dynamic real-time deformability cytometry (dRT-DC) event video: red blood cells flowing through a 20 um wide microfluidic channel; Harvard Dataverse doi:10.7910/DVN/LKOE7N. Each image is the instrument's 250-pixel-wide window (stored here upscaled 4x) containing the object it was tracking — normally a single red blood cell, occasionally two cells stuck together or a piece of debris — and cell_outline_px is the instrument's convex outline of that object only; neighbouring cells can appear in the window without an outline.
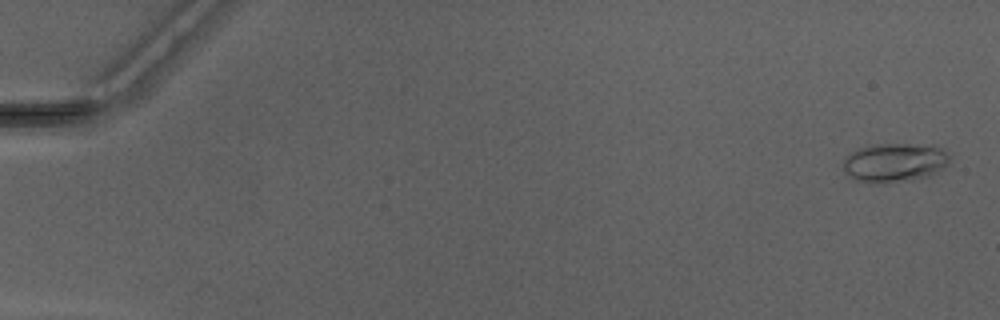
{"species": "Egyptian fruit bat (a non-hibernating species)", "species_latin": "Rousettus aegyptiacus", "temperature_condition": "warm", "stored_images_in_passage": 27, "camera_frame_rate_fps": 3000, "um_per_image_px": 0.085, "animal": {"sex": "male"}, "frame": {"image": 1, "passage_image": 2, "time_ms": 0.333, "image_size_px": [1000, 320], "cell_outline_px": [[948, 164], [944, 168], [932, 176], [912, 180], [876, 184], [852, 180], [844, 172], [844, 160], [852, 152], [860, 148], [876, 144], [936, 144], [944, 148], [948, 156]], "centroid_in_image_um": [76.08, 13.83], "position_along_channel_um": 8.9, "area_um2": 24.68}}
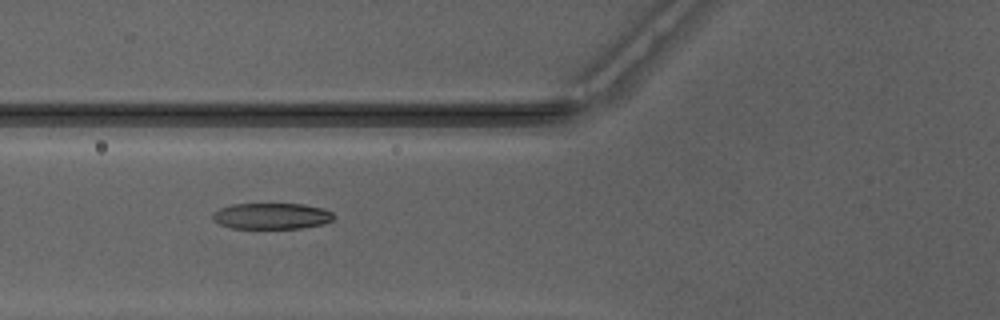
{"frame": {"image": 2, "passage_image": 21, "time_ms": 6.667, "image_size_px": [1000, 320], "cell_outline_px": [[336, 216], [332, 220], [324, 224], [300, 228], [232, 228], [220, 224], [212, 220], [212, 212], [220, 208], [232, 204], [304, 204], [320, 208], [332, 212]], "centroid_in_image_um": [23.07, 18.36], "position_along_channel_um": 102.7, "area_um2": 18.44}}
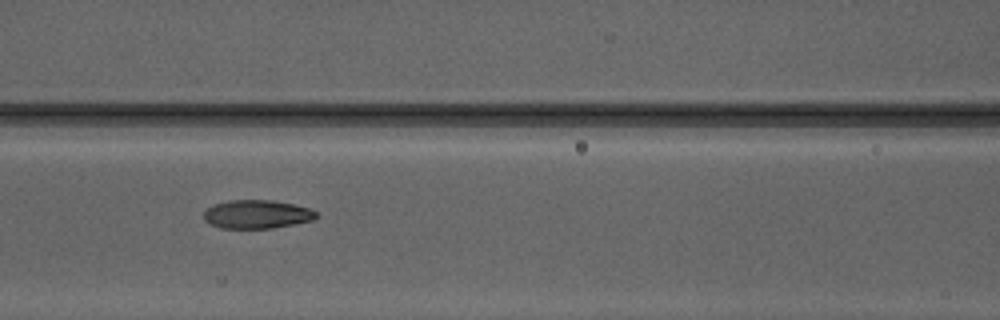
{"frame": {"image": 3, "passage_image": 24, "time_ms": 7.667, "image_size_px": [1000, 320], "cell_outline_px": [[316, 216], [312, 220], [272, 228], [220, 228], [208, 224], [204, 220], [204, 212], [212, 204], [228, 200], [272, 200], [292, 204], [308, 208], [316, 212]], "centroid_in_image_um": [21.76, 18.21], "position_along_channel_um": 144.8, "area_um2": 18.61}}